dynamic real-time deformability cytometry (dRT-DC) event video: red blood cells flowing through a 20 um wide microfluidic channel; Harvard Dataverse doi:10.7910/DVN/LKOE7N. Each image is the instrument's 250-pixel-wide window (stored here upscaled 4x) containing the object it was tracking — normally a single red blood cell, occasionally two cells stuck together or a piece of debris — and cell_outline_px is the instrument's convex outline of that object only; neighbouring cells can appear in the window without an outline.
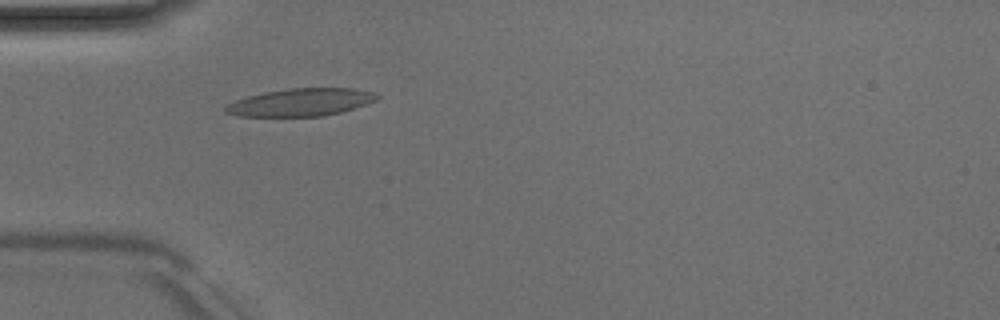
{"species": "Egyptian fruit bat (a non-hibernating species)", "species_latin": "Rousettus aegyptiacus", "temperature_condition": "room temperature", "stored_images_in_passage": 50, "camera_frame_rate_fps": 3000, "um_per_image_px": 0.085, "animal": {"sex": "male"}, "frame": {"image": 1, "passage_image": 15, "time_ms": 4.667, "image_size_px": [1000, 320], "cell_outline_px": [[380, 96], [376, 100], [340, 112], [324, 116], [236, 116], [224, 112], [224, 104], [248, 96], [264, 92], [288, 88], [352, 88], [372, 92]], "centroid_in_image_um": [25.49, 8.69], "position_along_channel_um": 59.5, "area_um2": 24.28}, "authors_computed_cell_mechanics": {"area_um2": 22.5709, "velocity_mm_per_s": 3.9858, "shape_relaxation_time_tau1_ms": 7.0113, "shape_relaxation_time_tau2_ms": 4.2122, "deformation_change_tau1": 0.1975, "deformation_change_tau2": 0.1098}}